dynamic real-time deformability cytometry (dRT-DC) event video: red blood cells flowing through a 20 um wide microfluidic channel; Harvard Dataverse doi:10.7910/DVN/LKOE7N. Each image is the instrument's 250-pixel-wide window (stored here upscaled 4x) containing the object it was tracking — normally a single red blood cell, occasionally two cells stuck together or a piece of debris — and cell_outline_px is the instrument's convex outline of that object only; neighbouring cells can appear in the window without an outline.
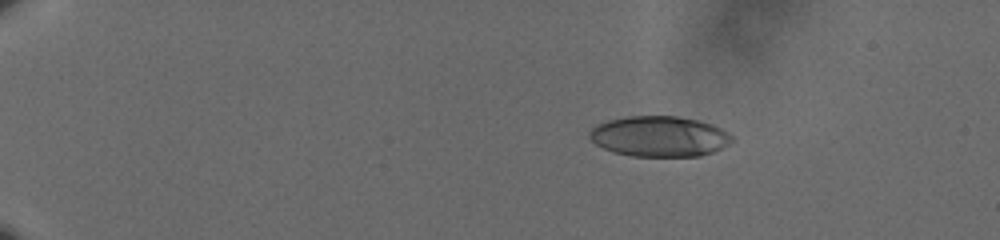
{"species": "human", "species_latin": "Homo sapiens", "temperature_condition": "cold", "stored_images_in_passage": 53, "camera_frame_rate_fps": 3000, "um_per_image_px": 0.085, "donor": {"sex": "male"}, "frame": {"image": 1, "passage_image": 5, "time_ms": 1.333, "image_size_px": [1000, 240], "cell_outline_px": [[736, 140], [712, 152], [700, 156], [632, 156], [612, 152], [596, 144], [588, 136], [588, 132], [596, 124], [608, 120], [628, 116], [676, 116], [700, 120], [712, 124], [728, 132]], "centroid_in_image_um": [56.04, 11.59], "position_along_channel_um": 29.0, "area_um2": 33.81}}
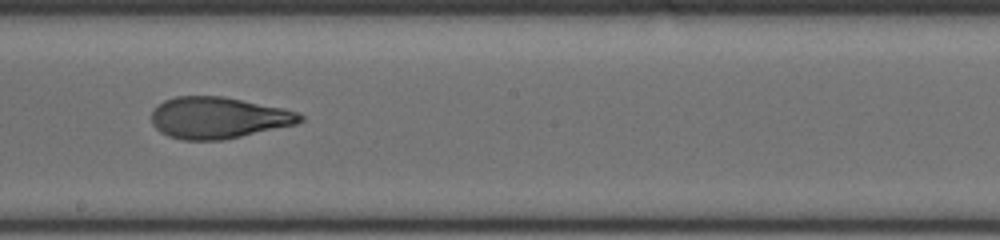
{"frame": {"image": 2, "passage_image": 31, "time_ms": 10.0, "image_size_px": [1000, 240], "cell_outline_px": [[304, 120], [296, 124], [240, 136], [220, 140], [184, 140], [168, 136], [160, 132], [152, 124], [152, 108], [164, 100], [176, 96], [224, 96], [300, 112], [304, 116]], "centroid_in_image_um": [18.53, 10.0], "position_along_channel_um": 229.7, "area_um2": 35.89}}
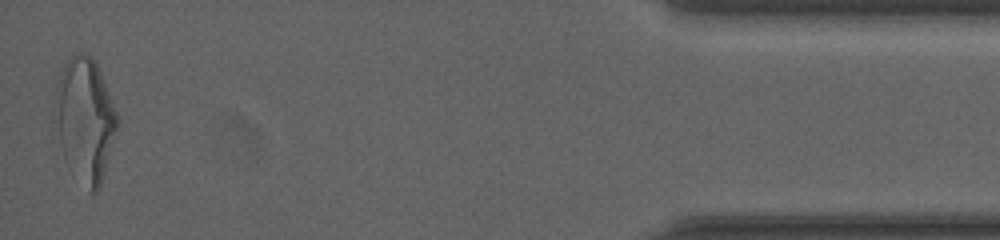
{"frame": {"image": 3, "passage_image": 53, "time_ms": 17.333, "image_size_px": [1000, 240], "cell_outline_px": [[120, 120], [100, 188], [96, 192], [88, 192], [64, 156], [60, 144], [52, 112], [56, 80], [64, 64], [72, 52], [84, 52], [92, 56], [96, 60]], "centroid_in_image_um": [7.21, 10.08], "position_along_channel_um": 428.0, "area_um2": 45.55}, "authors_computed_cell_mechanics": {"area_um2": 35.836, "velocity_mm_per_s": 3.6288, "shape_relaxation_time_tau1_ms": 7.1324, "shape_relaxation_time_tau2_ms": 1.4943, "deformation_change_tau1": 0.232, "deformation_change_tau2": 0.096}}